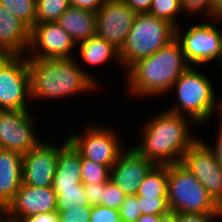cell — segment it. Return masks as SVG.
I'll list each match as a JSON object with an SVG mask.
<instances>
[{"instance_id":"obj_1","label":"cell","mask_w":222,"mask_h":222,"mask_svg":"<svg viewBox=\"0 0 222 222\" xmlns=\"http://www.w3.org/2000/svg\"><path fill=\"white\" fill-rule=\"evenodd\" d=\"M194 124L198 125L187 116L162 109L141 126V143L131 147L156 165L179 163L188 148L199 139L190 132Z\"/></svg>"},{"instance_id":"obj_2","label":"cell","mask_w":222,"mask_h":222,"mask_svg":"<svg viewBox=\"0 0 222 222\" xmlns=\"http://www.w3.org/2000/svg\"><path fill=\"white\" fill-rule=\"evenodd\" d=\"M77 59H28L31 102L77 96L99 89L98 79L83 69Z\"/></svg>"},{"instance_id":"obj_3","label":"cell","mask_w":222,"mask_h":222,"mask_svg":"<svg viewBox=\"0 0 222 222\" xmlns=\"http://www.w3.org/2000/svg\"><path fill=\"white\" fill-rule=\"evenodd\" d=\"M189 67L181 43L174 37L157 52L138 60L125 71L128 94L137 98L162 97Z\"/></svg>"},{"instance_id":"obj_4","label":"cell","mask_w":222,"mask_h":222,"mask_svg":"<svg viewBox=\"0 0 222 222\" xmlns=\"http://www.w3.org/2000/svg\"><path fill=\"white\" fill-rule=\"evenodd\" d=\"M196 67H189L174 82L171 92L175 91L176 102L166 110L187 116L198 125L207 123L216 112L222 116V98L216 96L212 81Z\"/></svg>"},{"instance_id":"obj_5","label":"cell","mask_w":222,"mask_h":222,"mask_svg":"<svg viewBox=\"0 0 222 222\" xmlns=\"http://www.w3.org/2000/svg\"><path fill=\"white\" fill-rule=\"evenodd\" d=\"M175 37V27L148 13H137L124 45L119 50L126 71L138 60L157 52ZM125 66V67H124Z\"/></svg>"},{"instance_id":"obj_6","label":"cell","mask_w":222,"mask_h":222,"mask_svg":"<svg viewBox=\"0 0 222 222\" xmlns=\"http://www.w3.org/2000/svg\"><path fill=\"white\" fill-rule=\"evenodd\" d=\"M167 203L178 213L218 214L220 208L181 162L168 165Z\"/></svg>"},{"instance_id":"obj_7","label":"cell","mask_w":222,"mask_h":222,"mask_svg":"<svg viewBox=\"0 0 222 222\" xmlns=\"http://www.w3.org/2000/svg\"><path fill=\"white\" fill-rule=\"evenodd\" d=\"M210 20L196 23L187 28L186 32L181 30L184 28L180 25L175 28V37L180 41L186 61L191 67L202 66L214 60L222 67V29L215 26L222 22V17Z\"/></svg>"},{"instance_id":"obj_8","label":"cell","mask_w":222,"mask_h":222,"mask_svg":"<svg viewBox=\"0 0 222 222\" xmlns=\"http://www.w3.org/2000/svg\"><path fill=\"white\" fill-rule=\"evenodd\" d=\"M84 129L83 133L70 132L67 135V140L80 153L81 157L111 168L125 149L120 137L121 134L115 128L103 124L92 123Z\"/></svg>"},{"instance_id":"obj_9","label":"cell","mask_w":222,"mask_h":222,"mask_svg":"<svg viewBox=\"0 0 222 222\" xmlns=\"http://www.w3.org/2000/svg\"><path fill=\"white\" fill-rule=\"evenodd\" d=\"M29 100L28 59L26 55H9L0 65V110H29Z\"/></svg>"},{"instance_id":"obj_10","label":"cell","mask_w":222,"mask_h":222,"mask_svg":"<svg viewBox=\"0 0 222 222\" xmlns=\"http://www.w3.org/2000/svg\"><path fill=\"white\" fill-rule=\"evenodd\" d=\"M77 44L57 22L35 24L30 29L27 59L75 58L73 49Z\"/></svg>"},{"instance_id":"obj_11","label":"cell","mask_w":222,"mask_h":222,"mask_svg":"<svg viewBox=\"0 0 222 222\" xmlns=\"http://www.w3.org/2000/svg\"><path fill=\"white\" fill-rule=\"evenodd\" d=\"M35 118L30 110H0V148L22 155L33 149L41 141Z\"/></svg>"},{"instance_id":"obj_12","label":"cell","mask_w":222,"mask_h":222,"mask_svg":"<svg viewBox=\"0 0 222 222\" xmlns=\"http://www.w3.org/2000/svg\"><path fill=\"white\" fill-rule=\"evenodd\" d=\"M181 163L194 174L213 201L222 207V166L201 138L188 148Z\"/></svg>"},{"instance_id":"obj_13","label":"cell","mask_w":222,"mask_h":222,"mask_svg":"<svg viewBox=\"0 0 222 222\" xmlns=\"http://www.w3.org/2000/svg\"><path fill=\"white\" fill-rule=\"evenodd\" d=\"M136 15L137 13L123 0H106L96 12V35L120 50Z\"/></svg>"},{"instance_id":"obj_14","label":"cell","mask_w":222,"mask_h":222,"mask_svg":"<svg viewBox=\"0 0 222 222\" xmlns=\"http://www.w3.org/2000/svg\"><path fill=\"white\" fill-rule=\"evenodd\" d=\"M60 146L41 140L24 154L22 183L32 187H52Z\"/></svg>"},{"instance_id":"obj_15","label":"cell","mask_w":222,"mask_h":222,"mask_svg":"<svg viewBox=\"0 0 222 222\" xmlns=\"http://www.w3.org/2000/svg\"><path fill=\"white\" fill-rule=\"evenodd\" d=\"M130 147V148H129ZM156 164L128 146L110 168V178L125 196L136 195L143 179Z\"/></svg>"},{"instance_id":"obj_16","label":"cell","mask_w":222,"mask_h":222,"mask_svg":"<svg viewBox=\"0 0 222 222\" xmlns=\"http://www.w3.org/2000/svg\"><path fill=\"white\" fill-rule=\"evenodd\" d=\"M7 210L10 219L17 222L31 215L57 211V195L53 187H32L22 183Z\"/></svg>"},{"instance_id":"obj_17","label":"cell","mask_w":222,"mask_h":222,"mask_svg":"<svg viewBox=\"0 0 222 222\" xmlns=\"http://www.w3.org/2000/svg\"><path fill=\"white\" fill-rule=\"evenodd\" d=\"M29 42L30 29L0 4V48L9 55H26Z\"/></svg>"},{"instance_id":"obj_18","label":"cell","mask_w":222,"mask_h":222,"mask_svg":"<svg viewBox=\"0 0 222 222\" xmlns=\"http://www.w3.org/2000/svg\"><path fill=\"white\" fill-rule=\"evenodd\" d=\"M81 155L67 140L61 143L53 178V189L80 188L81 178Z\"/></svg>"},{"instance_id":"obj_19","label":"cell","mask_w":222,"mask_h":222,"mask_svg":"<svg viewBox=\"0 0 222 222\" xmlns=\"http://www.w3.org/2000/svg\"><path fill=\"white\" fill-rule=\"evenodd\" d=\"M23 155L0 148V205L8 206L22 184Z\"/></svg>"},{"instance_id":"obj_20","label":"cell","mask_w":222,"mask_h":222,"mask_svg":"<svg viewBox=\"0 0 222 222\" xmlns=\"http://www.w3.org/2000/svg\"><path fill=\"white\" fill-rule=\"evenodd\" d=\"M56 22L76 44L96 35V13L93 11L70 5Z\"/></svg>"},{"instance_id":"obj_21","label":"cell","mask_w":222,"mask_h":222,"mask_svg":"<svg viewBox=\"0 0 222 222\" xmlns=\"http://www.w3.org/2000/svg\"><path fill=\"white\" fill-rule=\"evenodd\" d=\"M79 48L80 57L79 60L88 66L103 65L112 59L119 62L121 65V60L119 56V49H117L113 44L109 43L103 38L97 35L90 37L80 43H77Z\"/></svg>"},{"instance_id":"obj_22","label":"cell","mask_w":222,"mask_h":222,"mask_svg":"<svg viewBox=\"0 0 222 222\" xmlns=\"http://www.w3.org/2000/svg\"><path fill=\"white\" fill-rule=\"evenodd\" d=\"M168 165H155L143 179L137 196L167 197Z\"/></svg>"},{"instance_id":"obj_23","label":"cell","mask_w":222,"mask_h":222,"mask_svg":"<svg viewBox=\"0 0 222 222\" xmlns=\"http://www.w3.org/2000/svg\"><path fill=\"white\" fill-rule=\"evenodd\" d=\"M57 195V212H67L70 209L91 206L87 199L83 184L80 188L53 189Z\"/></svg>"},{"instance_id":"obj_24","label":"cell","mask_w":222,"mask_h":222,"mask_svg":"<svg viewBox=\"0 0 222 222\" xmlns=\"http://www.w3.org/2000/svg\"><path fill=\"white\" fill-rule=\"evenodd\" d=\"M0 4L29 29L36 24V0H0Z\"/></svg>"},{"instance_id":"obj_25","label":"cell","mask_w":222,"mask_h":222,"mask_svg":"<svg viewBox=\"0 0 222 222\" xmlns=\"http://www.w3.org/2000/svg\"><path fill=\"white\" fill-rule=\"evenodd\" d=\"M69 6V0H36V24L56 22Z\"/></svg>"},{"instance_id":"obj_26","label":"cell","mask_w":222,"mask_h":222,"mask_svg":"<svg viewBox=\"0 0 222 222\" xmlns=\"http://www.w3.org/2000/svg\"><path fill=\"white\" fill-rule=\"evenodd\" d=\"M182 12L181 0H152L148 14L166 20L176 28L180 25L178 14Z\"/></svg>"},{"instance_id":"obj_27","label":"cell","mask_w":222,"mask_h":222,"mask_svg":"<svg viewBox=\"0 0 222 222\" xmlns=\"http://www.w3.org/2000/svg\"><path fill=\"white\" fill-rule=\"evenodd\" d=\"M82 184L106 183L110 178V168L81 157Z\"/></svg>"},{"instance_id":"obj_28","label":"cell","mask_w":222,"mask_h":222,"mask_svg":"<svg viewBox=\"0 0 222 222\" xmlns=\"http://www.w3.org/2000/svg\"><path fill=\"white\" fill-rule=\"evenodd\" d=\"M142 215H158L169 210L167 197H143L138 196Z\"/></svg>"},{"instance_id":"obj_29","label":"cell","mask_w":222,"mask_h":222,"mask_svg":"<svg viewBox=\"0 0 222 222\" xmlns=\"http://www.w3.org/2000/svg\"><path fill=\"white\" fill-rule=\"evenodd\" d=\"M183 13L193 16L198 12L205 15L207 19L217 18L213 11V0H181Z\"/></svg>"},{"instance_id":"obj_30","label":"cell","mask_w":222,"mask_h":222,"mask_svg":"<svg viewBox=\"0 0 222 222\" xmlns=\"http://www.w3.org/2000/svg\"><path fill=\"white\" fill-rule=\"evenodd\" d=\"M125 194L112 181L108 180L102 192L101 205L119 210Z\"/></svg>"},{"instance_id":"obj_31","label":"cell","mask_w":222,"mask_h":222,"mask_svg":"<svg viewBox=\"0 0 222 222\" xmlns=\"http://www.w3.org/2000/svg\"><path fill=\"white\" fill-rule=\"evenodd\" d=\"M139 205L137 195L125 196L119 209L121 221L136 222L142 215Z\"/></svg>"},{"instance_id":"obj_32","label":"cell","mask_w":222,"mask_h":222,"mask_svg":"<svg viewBox=\"0 0 222 222\" xmlns=\"http://www.w3.org/2000/svg\"><path fill=\"white\" fill-rule=\"evenodd\" d=\"M89 222H122L120 211L103 205L92 206Z\"/></svg>"},{"instance_id":"obj_33","label":"cell","mask_w":222,"mask_h":222,"mask_svg":"<svg viewBox=\"0 0 222 222\" xmlns=\"http://www.w3.org/2000/svg\"><path fill=\"white\" fill-rule=\"evenodd\" d=\"M92 206L70 209L67 212H58L60 222H89Z\"/></svg>"},{"instance_id":"obj_34","label":"cell","mask_w":222,"mask_h":222,"mask_svg":"<svg viewBox=\"0 0 222 222\" xmlns=\"http://www.w3.org/2000/svg\"><path fill=\"white\" fill-rule=\"evenodd\" d=\"M105 185L106 183L83 185L91 206L101 205L102 192L104 191Z\"/></svg>"},{"instance_id":"obj_35","label":"cell","mask_w":222,"mask_h":222,"mask_svg":"<svg viewBox=\"0 0 222 222\" xmlns=\"http://www.w3.org/2000/svg\"><path fill=\"white\" fill-rule=\"evenodd\" d=\"M218 222V214L178 213V222Z\"/></svg>"},{"instance_id":"obj_36","label":"cell","mask_w":222,"mask_h":222,"mask_svg":"<svg viewBox=\"0 0 222 222\" xmlns=\"http://www.w3.org/2000/svg\"><path fill=\"white\" fill-rule=\"evenodd\" d=\"M219 122V130L218 135L215 141L216 143L214 145H210L208 142H205V139H201L208 147L209 149L214 153L217 162L222 166V116H219L218 119Z\"/></svg>"},{"instance_id":"obj_37","label":"cell","mask_w":222,"mask_h":222,"mask_svg":"<svg viewBox=\"0 0 222 222\" xmlns=\"http://www.w3.org/2000/svg\"><path fill=\"white\" fill-rule=\"evenodd\" d=\"M18 222H60L57 211L35 214L21 218Z\"/></svg>"},{"instance_id":"obj_38","label":"cell","mask_w":222,"mask_h":222,"mask_svg":"<svg viewBox=\"0 0 222 222\" xmlns=\"http://www.w3.org/2000/svg\"><path fill=\"white\" fill-rule=\"evenodd\" d=\"M106 0H69L70 5L97 12Z\"/></svg>"},{"instance_id":"obj_39","label":"cell","mask_w":222,"mask_h":222,"mask_svg":"<svg viewBox=\"0 0 222 222\" xmlns=\"http://www.w3.org/2000/svg\"><path fill=\"white\" fill-rule=\"evenodd\" d=\"M136 13H148L152 0H123Z\"/></svg>"},{"instance_id":"obj_40","label":"cell","mask_w":222,"mask_h":222,"mask_svg":"<svg viewBox=\"0 0 222 222\" xmlns=\"http://www.w3.org/2000/svg\"><path fill=\"white\" fill-rule=\"evenodd\" d=\"M159 222H178V212L168 210L166 213L160 215Z\"/></svg>"},{"instance_id":"obj_41","label":"cell","mask_w":222,"mask_h":222,"mask_svg":"<svg viewBox=\"0 0 222 222\" xmlns=\"http://www.w3.org/2000/svg\"><path fill=\"white\" fill-rule=\"evenodd\" d=\"M158 215H141L136 222H159Z\"/></svg>"},{"instance_id":"obj_42","label":"cell","mask_w":222,"mask_h":222,"mask_svg":"<svg viewBox=\"0 0 222 222\" xmlns=\"http://www.w3.org/2000/svg\"><path fill=\"white\" fill-rule=\"evenodd\" d=\"M213 11L218 17H222V0H213Z\"/></svg>"},{"instance_id":"obj_43","label":"cell","mask_w":222,"mask_h":222,"mask_svg":"<svg viewBox=\"0 0 222 222\" xmlns=\"http://www.w3.org/2000/svg\"><path fill=\"white\" fill-rule=\"evenodd\" d=\"M9 219L7 207L0 205V222H7Z\"/></svg>"},{"instance_id":"obj_44","label":"cell","mask_w":222,"mask_h":222,"mask_svg":"<svg viewBox=\"0 0 222 222\" xmlns=\"http://www.w3.org/2000/svg\"><path fill=\"white\" fill-rule=\"evenodd\" d=\"M9 54L2 48H0V65L5 61Z\"/></svg>"},{"instance_id":"obj_45","label":"cell","mask_w":222,"mask_h":222,"mask_svg":"<svg viewBox=\"0 0 222 222\" xmlns=\"http://www.w3.org/2000/svg\"><path fill=\"white\" fill-rule=\"evenodd\" d=\"M222 220V207L219 208V212H218V221Z\"/></svg>"},{"instance_id":"obj_46","label":"cell","mask_w":222,"mask_h":222,"mask_svg":"<svg viewBox=\"0 0 222 222\" xmlns=\"http://www.w3.org/2000/svg\"><path fill=\"white\" fill-rule=\"evenodd\" d=\"M7 222H17V221H14V220L9 219Z\"/></svg>"}]
</instances>
